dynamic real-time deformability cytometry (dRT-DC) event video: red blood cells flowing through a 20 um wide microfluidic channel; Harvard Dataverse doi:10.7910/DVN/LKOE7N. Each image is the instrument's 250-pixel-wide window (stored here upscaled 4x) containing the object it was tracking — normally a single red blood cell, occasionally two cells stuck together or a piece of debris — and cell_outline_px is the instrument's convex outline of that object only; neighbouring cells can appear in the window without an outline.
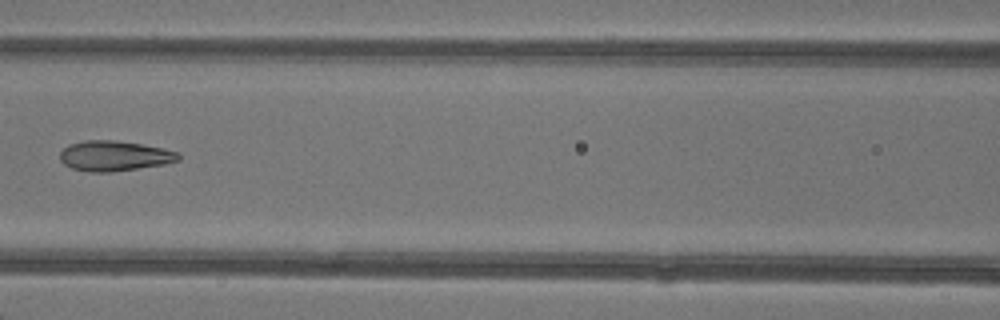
{"species": "common noctule bat (a hibernating species)", "species_latin": "Nyctalus noctula", "temperature_condition": "warm", "stored_images_in_passage": 6, "camera_frame_rate_fps": 3000, "um_per_image_px": 0.085, "animal": {"sex": "female"}, "frame": {"image": 1, "passage_image": 6, "time_ms": 6.0, "image_size_px": [1000, 320], "cell_outline_px": [[180, 160], [164, 164], [108, 172], [92, 172], [72, 168], [64, 164], [60, 160], [60, 152], [68, 144], [84, 140], [112, 140], [140, 144], [180, 152]], "centroid_in_image_um": [9.7, 13.24], "position_along_channel_um": 156.9, "area_um2": 20.63}}